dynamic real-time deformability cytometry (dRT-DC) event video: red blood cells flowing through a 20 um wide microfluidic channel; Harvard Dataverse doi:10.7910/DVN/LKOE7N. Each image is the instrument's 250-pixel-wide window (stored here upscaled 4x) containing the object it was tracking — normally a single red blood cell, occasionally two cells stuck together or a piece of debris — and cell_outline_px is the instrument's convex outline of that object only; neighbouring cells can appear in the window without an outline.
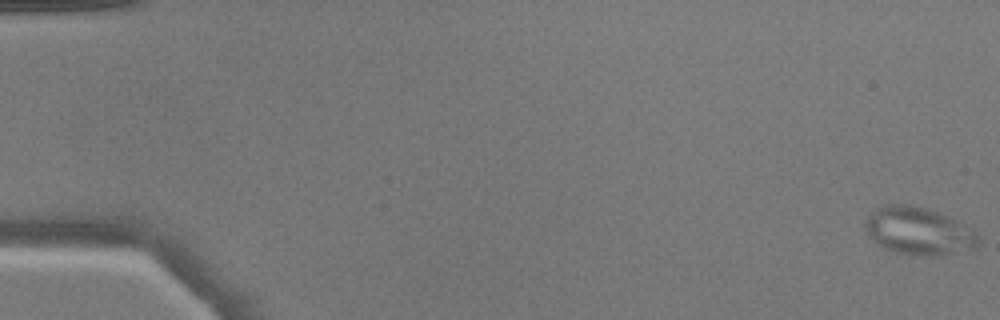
{"species": "common noctule bat (a hibernating species)", "species_latin": "Nyctalus noctula", "temperature_condition": "warm", "stored_images_in_passage": 52, "camera_frame_rate_fps": 3000, "um_per_image_px": 0.085, "animal": {"sex": "male", "body_mass_g": 17.9}, "frame": {"image": 1, "passage_image": 1, "time_ms": 0.0, "image_size_px": [1000, 320], "cell_outline_px": [[980, 244], [976, 248], [936, 256], [924, 256], [896, 252], [884, 248], [868, 236], [864, 228], [864, 220], [876, 208], [884, 204], [908, 204], [924, 208], [948, 216], [956, 220], [976, 232], [980, 236]], "centroid_in_image_um": [78.07, 19.64], "position_along_channel_um": 6.9, "area_um2": 31.44}}
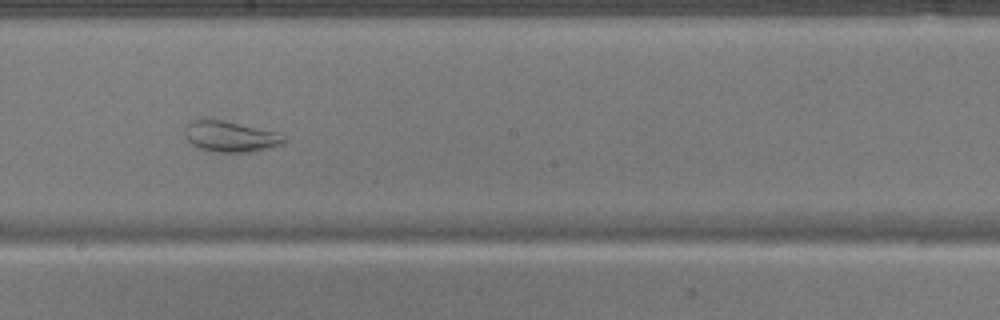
{"frame": {"image": 2, "passage_image": 30, "time_ms": 9.667, "image_size_px": [1000, 320], "cell_outline_px": [[288, 140], [284, 144], [252, 152], [212, 152], [200, 148], [192, 144], [184, 136], [184, 128], [192, 120], [220, 120], [280, 132]], "centroid_in_image_um": [19.62, 11.62], "position_along_channel_um": 228.6, "area_um2": 17.86}}
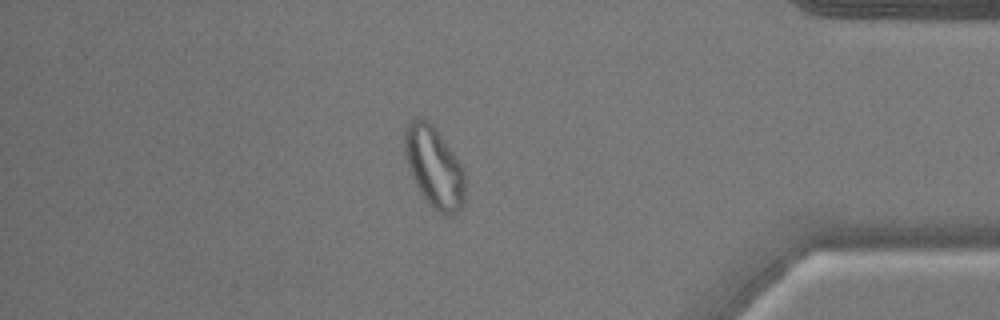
{"frame": {"image": 3, "passage_image": 45, "time_ms": 14.667, "image_size_px": [1000, 320], "cell_outline_px": [[464, 200], [460, 208], [452, 216], [444, 216], [420, 192], [408, 168], [404, 156], [404, 124], [420, 116], [432, 124], [436, 128], [464, 168]], "centroid_in_image_um": [36.88, 14.14], "position_along_channel_um": 398.3, "area_um2": 28.44}}